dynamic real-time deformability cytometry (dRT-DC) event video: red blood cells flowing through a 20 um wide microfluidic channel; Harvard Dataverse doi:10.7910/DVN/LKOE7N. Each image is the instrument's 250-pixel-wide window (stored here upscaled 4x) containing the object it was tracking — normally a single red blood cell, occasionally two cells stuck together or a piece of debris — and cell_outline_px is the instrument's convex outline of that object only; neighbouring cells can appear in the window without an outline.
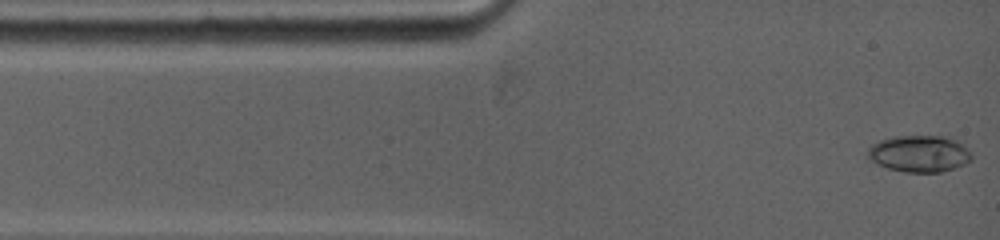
{"species": "common noctule bat (a hibernating species)", "species_latin": "Nyctalus noctula", "temperature_condition": "warm", "stored_images_in_passage": 6, "camera_frame_rate_fps": 5000, "um_per_image_px": 0.085, "animal": {"sex": "female", "body_mass_g": 19.0, "forearm_length_mm": 53.3}, "frame": {"image": 1, "passage_image": 1, "time_ms": 0.0, "image_size_px": [1000, 240], "cell_outline_px": [[972, 160], [964, 164], [940, 172], [904, 172], [888, 168], [872, 160], [868, 156], [868, 148], [872, 144], [880, 140], [896, 136], [948, 136], [956, 140], [968, 148], [972, 156]], "centroid_in_image_um": [78.17, 13.05], "position_along_channel_um": 6.8, "area_um2": 22.08}}
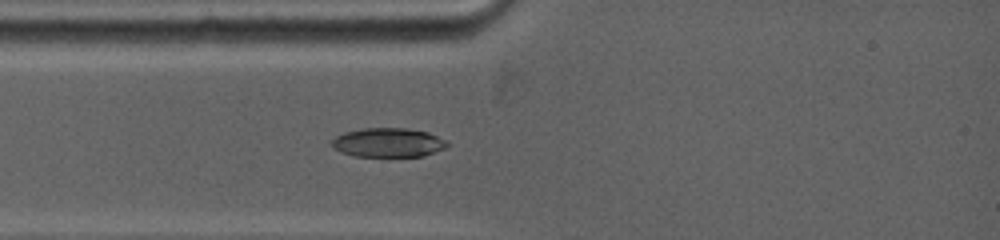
{"frame": {"image": 2, "passage_image": 6, "time_ms": 2.4, "image_size_px": [1000, 240], "cell_outline_px": [[448, 144], [444, 148], [424, 156], [352, 156], [332, 148], [332, 140], [336, 136], [344, 132], [364, 128], [408, 128], [428, 132], [444, 140]], "centroid_in_image_um": [32.96, 12.11], "position_along_channel_um": 52.0, "area_um2": 19.48}}